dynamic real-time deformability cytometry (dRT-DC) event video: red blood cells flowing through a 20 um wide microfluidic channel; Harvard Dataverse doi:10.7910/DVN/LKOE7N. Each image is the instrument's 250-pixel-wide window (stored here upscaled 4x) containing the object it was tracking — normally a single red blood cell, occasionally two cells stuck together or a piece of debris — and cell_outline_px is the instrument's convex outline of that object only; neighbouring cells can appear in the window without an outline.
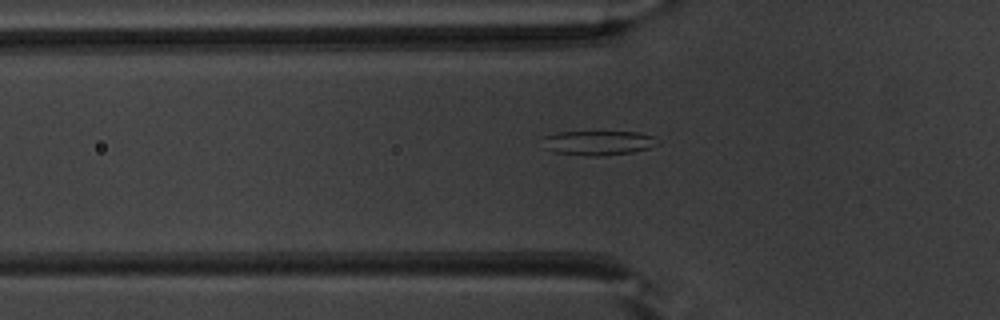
{"species": "common noctule bat (a hibernating species)", "species_latin": "Nyctalus noctula", "temperature_condition": "warm", "stored_images_in_passage": 36, "camera_frame_rate_fps": 3000, "um_per_image_px": 0.085, "animal": {"sex": "male", "body_mass_g": 20.1, "forearm_length_mm": 53.5}, "frame": {"image": 1, "passage_image": 3, "time_ms": 0.667, "image_size_px": [1000, 320], "cell_outline_px": [[660, 144], [648, 148], [632, 152], [600, 156], [592, 156], [556, 152], [544, 148], [544, 136], [560, 132], [640, 132], [656, 136]], "centroid_in_image_um": [50.92, 12.13], "position_along_channel_um": 74.9, "area_um2": 16.36}}
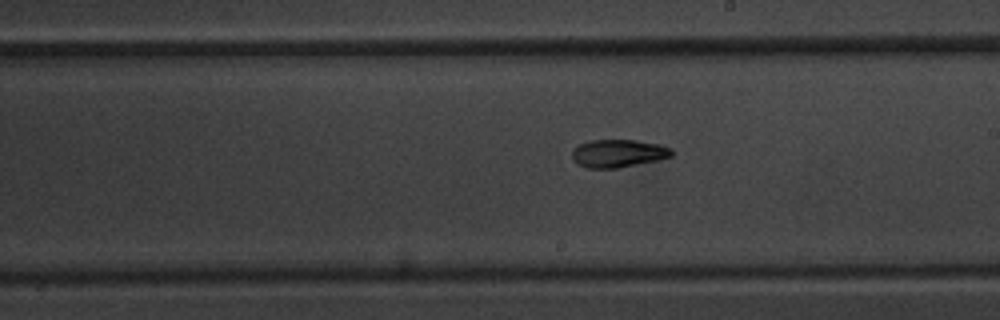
{"frame": {"image": 2, "passage_image": 15, "time_ms": 4.667, "image_size_px": [1000, 320], "cell_outline_px": [[672, 156], [656, 160], [616, 168], [588, 168], [576, 164], [572, 160], [572, 152], [580, 144], [592, 140], [636, 140], [660, 144], [672, 148]], "centroid_in_image_um": [52.54, 13.03], "position_along_channel_um": 236.5, "area_um2": 16.07}}
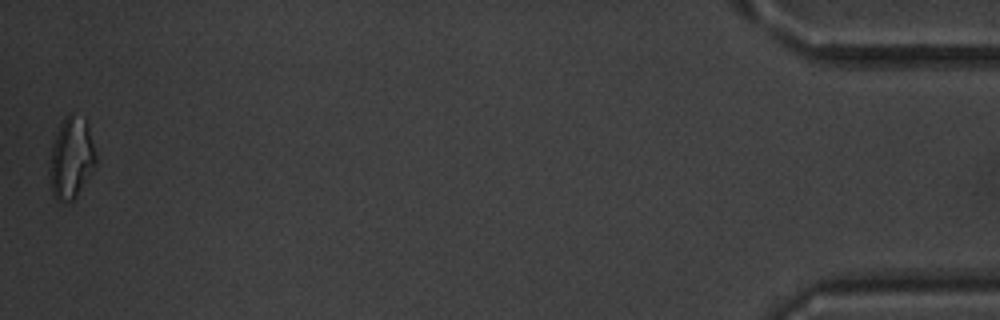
{"frame": {"image": 3, "passage_image": 36, "time_ms": 11.667, "image_size_px": [1000, 320], "cell_outline_px": [[96, 160], [76, 196], [72, 200], [56, 200], [52, 196], [48, 168], [52, 144], [60, 124], [64, 116], [68, 112], [72, 112], [84, 120], [88, 128], [96, 156]], "centroid_in_image_um": [5.99, 13.4], "position_along_channel_um": 429.2, "area_um2": 21.44}, "authors_computed_cell_mechanics": {"area_um2": 16.3863, "velocity_mm_per_s": 4.0145, "shape_relaxation_time_tau1_ms": 6.6606, "shape_relaxation_time_tau2_ms": 9.1784, "deformation_change_tau1": 0.1775, "deformation_change_tau2": 0.1289}}